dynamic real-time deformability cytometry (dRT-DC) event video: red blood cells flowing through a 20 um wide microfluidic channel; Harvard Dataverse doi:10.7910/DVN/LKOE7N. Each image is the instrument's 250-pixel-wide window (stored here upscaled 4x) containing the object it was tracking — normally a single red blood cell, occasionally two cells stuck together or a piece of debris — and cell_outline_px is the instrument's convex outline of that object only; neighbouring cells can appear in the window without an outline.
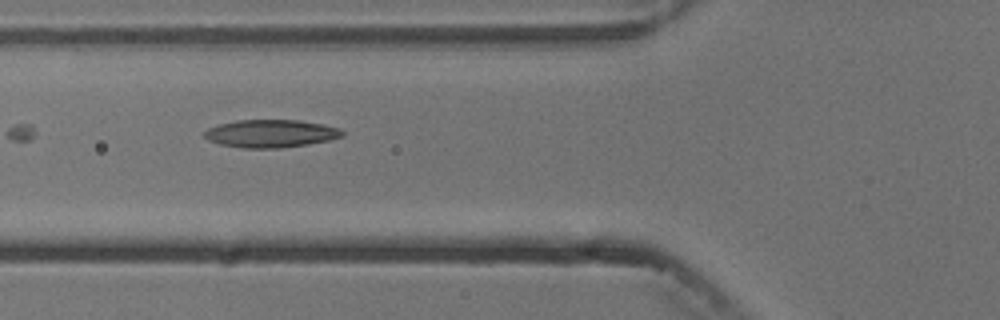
{"species": "common noctule bat (a hibernating species)", "species_latin": "Nyctalus noctula", "temperature_condition": "cold", "stored_images_in_passage": 11, "camera_frame_rate_fps": 3000, "um_per_image_px": 0.085, "animal": {"sex": "male", "body_mass_g": 13.3}, "frame": {"image": 1, "passage_image": 2, "time_ms": 1.333, "image_size_px": [1000, 320], "cell_outline_px": [[344, 136], [328, 140], [308, 144], [280, 148], [244, 148], [220, 144], [208, 140], [204, 136], [204, 132], [208, 128], [220, 124], [236, 120], [300, 120], [324, 124], [340, 128], [344, 132]], "centroid_in_image_um": [23.04, 11.35], "position_along_channel_um": 102.8, "area_um2": 22.37}}
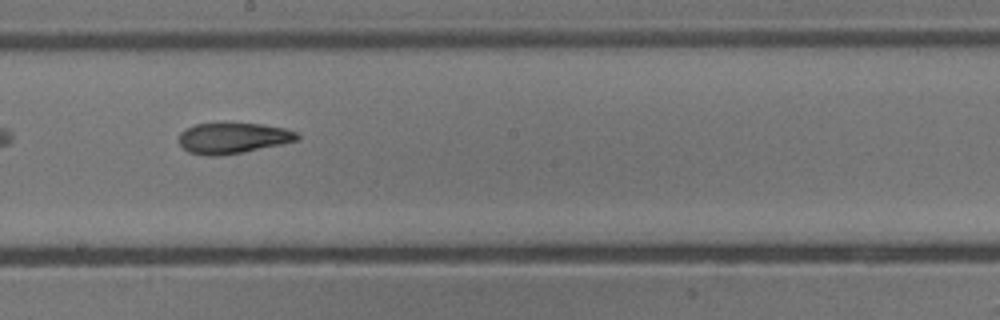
{"frame": {"image": 2, "passage_image": 5, "time_ms": 4.667, "image_size_px": [1000, 320], "cell_outline_px": [[300, 140], [244, 152], [220, 156], [204, 156], [188, 152], [180, 144], [180, 132], [184, 128], [196, 124], [260, 124], [284, 128], [296, 132], [300, 136]], "centroid_in_image_um": [19.8, 11.75], "position_along_channel_um": 228.4, "area_um2": 21.15}}
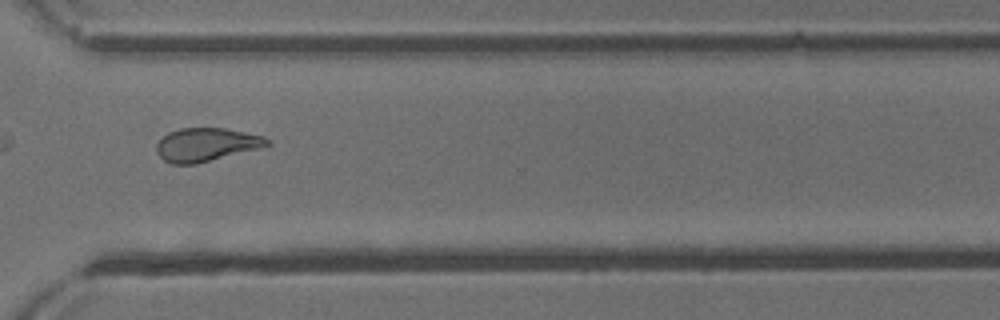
{"frame": {"image": 3, "passage_image": 8, "time_ms": 8.0, "image_size_px": [1000, 320], "cell_outline_px": [[272, 144], [264, 148], [196, 164], [172, 164], [164, 160], [156, 152], [156, 144], [168, 132], [180, 128], [224, 128], [264, 136], [272, 140]], "centroid_in_image_um": [17.59, 12.3], "position_along_channel_um": 353.0, "area_um2": 21.85}}